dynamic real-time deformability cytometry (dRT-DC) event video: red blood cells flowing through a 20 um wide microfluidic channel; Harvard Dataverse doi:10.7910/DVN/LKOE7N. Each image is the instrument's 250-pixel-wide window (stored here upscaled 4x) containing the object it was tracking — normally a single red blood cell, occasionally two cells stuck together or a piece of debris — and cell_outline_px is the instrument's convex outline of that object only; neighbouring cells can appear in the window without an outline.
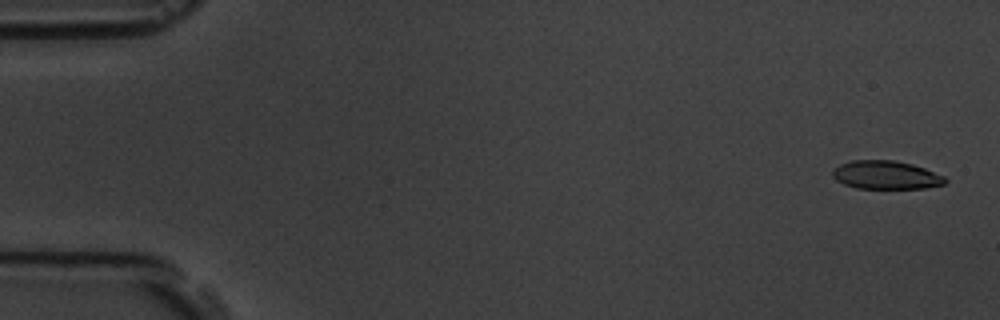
{"species": "common noctule bat (a hibernating species)", "species_latin": "Nyctalus noctula", "temperature_condition": "room temperature", "stored_images_in_passage": 5, "camera_frame_rate_fps": 3000, "um_per_image_px": 0.085, "animal": {"sex": "male", "body_mass_g": 19.5, "forearm_length_mm": 54.6}, "frame": {"image": 1, "passage_image": 1, "time_ms": 0.0, "image_size_px": [1000, 320], "cell_outline_px": [[948, 180], [944, 184], [924, 188], [856, 188], [844, 184], [836, 180], [832, 176], [832, 172], [840, 164], [852, 160], [892, 160], [912, 164], [924, 168], [944, 176]], "centroid_in_image_um": [75.3, 14.87], "position_along_channel_um": 9.7, "area_um2": 18.5}}
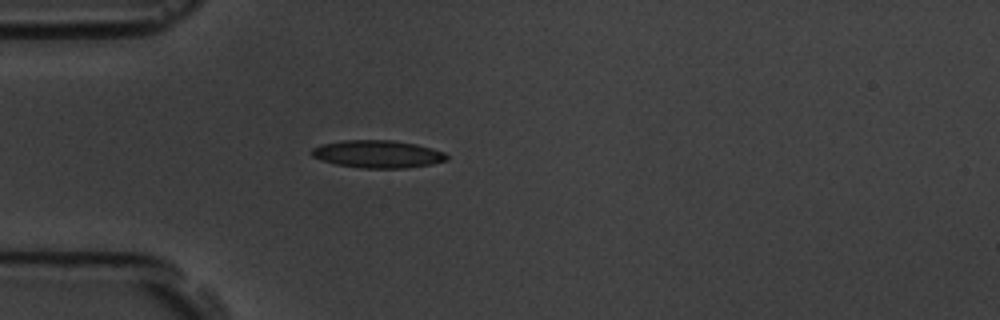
{"frame": {"image": 2, "passage_image": 5, "time_ms": 4.667, "image_size_px": [1000, 320], "cell_outline_px": [[448, 160], [432, 164], [404, 168], [364, 168], [336, 164], [320, 160], [312, 156], [308, 152], [312, 148], [320, 144], [344, 140], [392, 140], [416, 144], [432, 148], [444, 152], [448, 156]], "centroid_in_image_um": [32.08, 13.09], "position_along_channel_um": 52.9, "area_um2": 21.85}}